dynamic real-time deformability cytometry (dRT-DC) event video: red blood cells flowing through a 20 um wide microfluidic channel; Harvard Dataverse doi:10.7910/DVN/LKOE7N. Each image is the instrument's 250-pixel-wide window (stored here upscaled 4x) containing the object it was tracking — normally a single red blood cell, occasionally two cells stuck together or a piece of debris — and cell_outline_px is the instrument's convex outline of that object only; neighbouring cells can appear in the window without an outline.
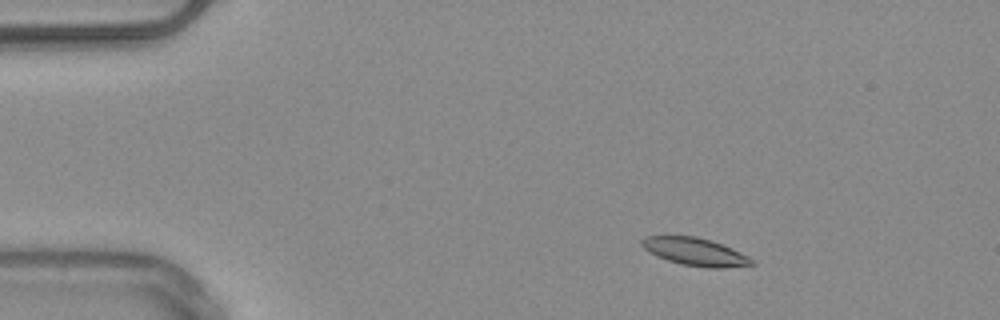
{"species": "common noctule bat (a hibernating species)", "species_latin": "Nyctalus noctula", "temperature_condition": "warm", "stored_images_in_passage": 3, "camera_frame_rate_fps": 3000, "um_per_image_px": 0.085, "animal": {"sex": "male", "body_mass_g": 20.4}, "frame": {"image": 1, "passage_image": 1, "time_ms": 0.0, "image_size_px": [1000, 320], "cell_outline_px": [[756, 264], [724, 268], [708, 268], [684, 264], [668, 260], [656, 256], [648, 252], [640, 244], [640, 240], [644, 236], [696, 236], [712, 240], [732, 248], [756, 260]], "centroid_in_image_um": [59.1, 21.39], "position_along_channel_um": 25.9, "area_um2": 17.92}}